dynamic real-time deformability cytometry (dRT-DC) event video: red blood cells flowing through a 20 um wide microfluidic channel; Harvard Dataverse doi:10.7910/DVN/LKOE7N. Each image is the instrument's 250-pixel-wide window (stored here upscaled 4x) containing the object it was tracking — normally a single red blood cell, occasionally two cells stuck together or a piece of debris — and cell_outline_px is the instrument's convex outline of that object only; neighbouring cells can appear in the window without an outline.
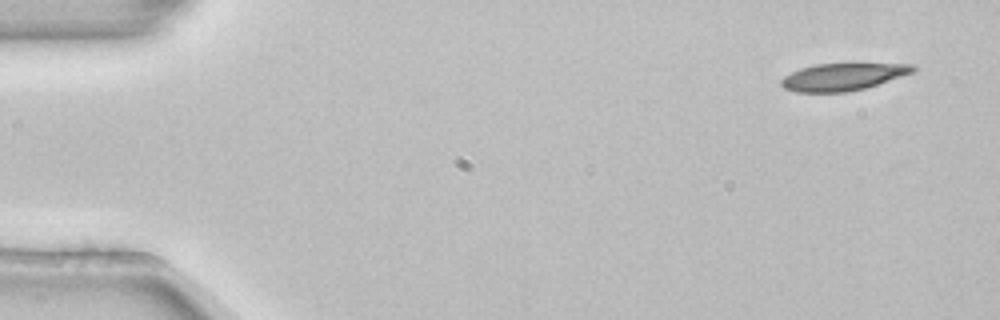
{"species": "common noctule bat (a hibernating species)", "species_latin": "Nyctalus noctula", "temperature_condition": "room temperature", "stored_images_in_passage": 4, "camera_frame_rate_fps": 3000, "um_per_image_px": 0.085, "animal": {"sex": "female", "body_mass_g": 22.7, "forearm_length_mm": 54.2}, "frame": {"image": 1, "passage_image": 1, "time_ms": 0.0, "image_size_px": [1000, 320], "cell_outline_px": [[916, 68], [912, 72], [864, 88], [848, 92], [796, 92], [784, 88], [780, 84], [780, 80], [784, 76], [800, 68], [816, 64], [912, 64]], "centroid_in_image_um": [71.56, 6.53], "position_along_channel_um": 13.4, "area_um2": 20.52}}
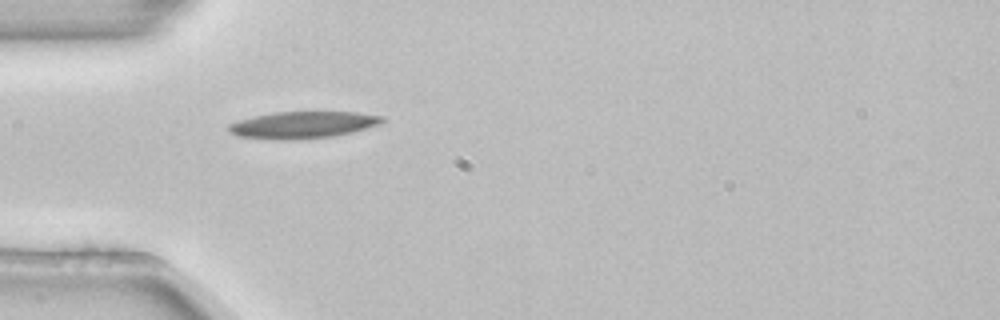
{"frame": {"image": 2, "passage_image": 4, "time_ms": 1.0, "image_size_px": [1000, 320], "cell_outline_px": [[384, 120], [376, 124], [352, 132], [332, 136], [296, 140], [272, 140], [236, 136], [228, 132], [228, 124], [252, 116], [272, 112], [356, 112], [384, 116]], "centroid_in_image_um": [25.64, 10.62], "position_along_channel_um": 59.4, "area_um2": 24.1}}